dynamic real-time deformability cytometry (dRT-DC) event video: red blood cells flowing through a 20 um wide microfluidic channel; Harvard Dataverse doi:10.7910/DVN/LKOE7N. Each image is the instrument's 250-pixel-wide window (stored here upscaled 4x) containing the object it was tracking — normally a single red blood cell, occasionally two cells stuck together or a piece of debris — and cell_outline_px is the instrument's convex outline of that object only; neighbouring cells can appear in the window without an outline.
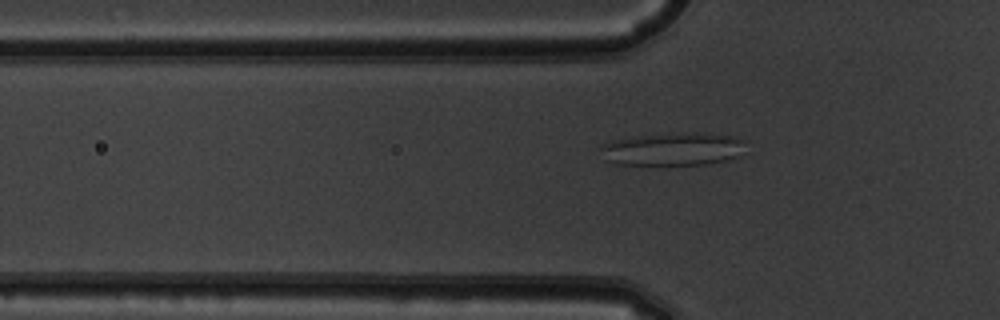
{"species": "common noctule bat (a hibernating species)", "species_latin": "Nyctalus noctula", "temperature_condition": "warm", "stored_images_in_passage": 39, "camera_frame_rate_fps": 3000, "um_per_image_px": 0.085, "animal": {"sex": "male", "body_mass_g": 19.5, "forearm_length_mm": 54.6}, "frame": {"image": 1, "passage_image": 10, "time_ms": 3.0, "image_size_px": [1000, 320], "cell_outline_px": [[744, 152], [740, 156], [728, 160], [708, 164], [664, 168], [616, 164], [604, 160], [600, 148], [600, 144], [612, 140], [640, 136], [696, 132], [700, 132], [732, 136], [740, 140]], "centroid_in_image_um": [57.13, 12.74], "position_along_channel_um": 68.7, "area_um2": 28.96}}
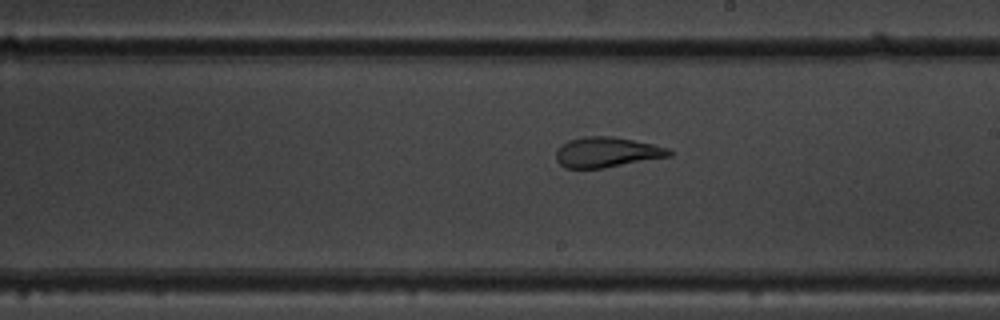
{"frame": {"image": 2, "passage_image": 23, "time_ms": 7.333, "image_size_px": [1000, 320], "cell_outline_px": [[672, 156], [604, 168], [564, 168], [556, 160], [556, 152], [568, 140], [584, 136], [612, 136], [652, 144], [668, 148], [672, 152]], "centroid_in_image_um": [51.59, 12.94], "position_along_channel_um": 237.4, "area_um2": 19.83}}
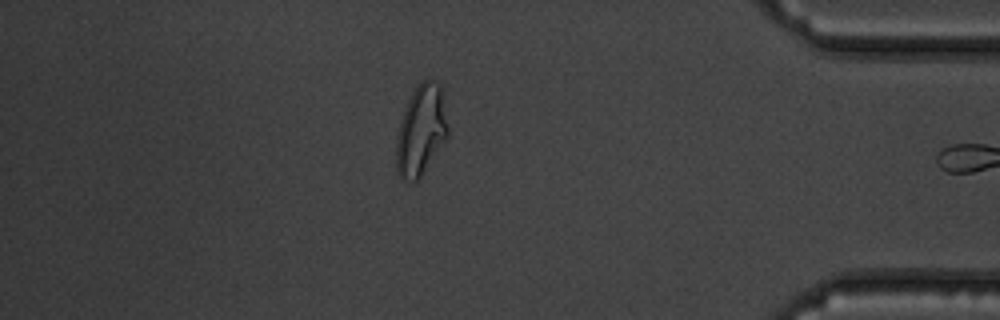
{"frame": {"image": 3, "passage_image": 38, "time_ms": 12.333, "image_size_px": [1000, 320], "cell_outline_px": [[448, 136], [420, 176], [416, 180], [404, 180], [396, 172], [396, 136], [408, 100], [412, 92], [420, 80], [428, 76], [440, 84], [448, 128]], "centroid_in_image_um": [35.78, 11.03], "position_along_channel_um": 399.4, "area_um2": 26.93}}